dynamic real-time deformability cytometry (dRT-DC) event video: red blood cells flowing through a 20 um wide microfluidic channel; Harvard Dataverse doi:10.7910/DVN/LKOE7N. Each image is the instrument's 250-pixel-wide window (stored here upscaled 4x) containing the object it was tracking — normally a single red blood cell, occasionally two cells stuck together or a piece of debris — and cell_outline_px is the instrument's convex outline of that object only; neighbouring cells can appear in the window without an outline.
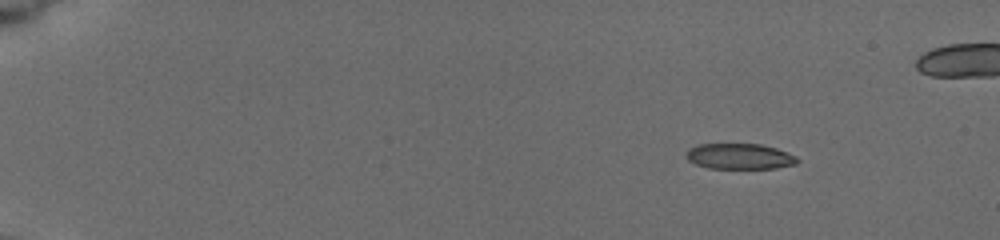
{"species": "common noctule bat (a hibernating species)", "species_latin": "Nyctalus noctula", "temperature_condition": "cold", "stored_images_in_passage": 9, "camera_frame_rate_fps": 3000, "um_per_image_px": 0.085, "animal": {"sex": "female", "body_mass_g": 19.5, "forearm_length_mm": 54.1}, "frame": {"image": 1, "passage_image": 2, "time_ms": 1.0, "image_size_px": [1000, 240], "cell_outline_px": [[800, 160], [796, 164], [776, 168], [708, 168], [696, 164], [688, 160], [684, 156], [688, 148], [700, 144], [760, 144], [776, 148], [796, 156]], "centroid_in_image_um": [62.85, 13.29], "position_along_channel_um": 22.1, "area_um2": 16.65}}
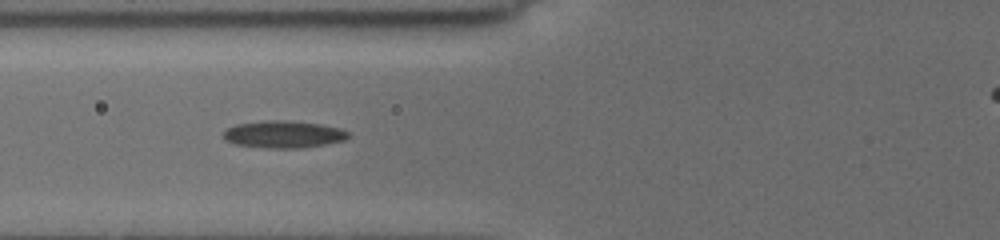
{"frame": {"image": 2, "passage_image": 7, "time_ms": 6.333, "image_size_px": [1000, 240], "cell_outline_px": [[352, 136], [348, 140], [300, 148], [268, 148], [232, 144], [224, 140], [220, 136], [220, 132], [236, 124], [260, 120], [288, 120], [324, 124], [340, 128], [348, 132]], "centroid_in_image_um": [24.07, 11.41], "position_along_channel_um": 101.7, "area_um2": 20.4}}
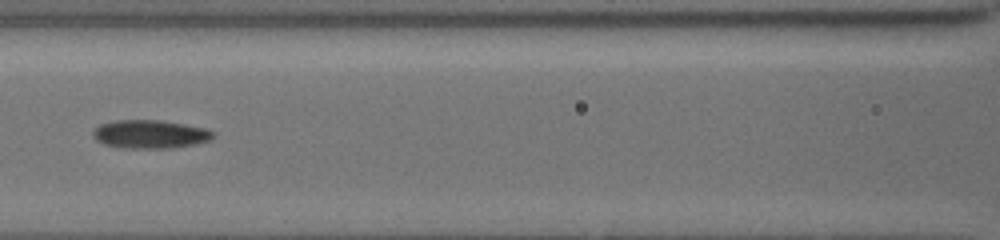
{"frame": {"image": 3, "passage_image": 9, "time_ms": 7.667, "image_size_px": [1000, 240], "cell_outline_px": [[216, 136], [212, 140], [196, 144], [176, 148], [124, 148], [104, 144], [96, 140], [92, 136], [92, 132], [100, 124], [116, 120], [160, 120], [208, 128], [216, 132]], "centroid_in_image_um": [12.83, 11.41], "position_along_channel_um": 153.8, "area_um2": 20.23}}